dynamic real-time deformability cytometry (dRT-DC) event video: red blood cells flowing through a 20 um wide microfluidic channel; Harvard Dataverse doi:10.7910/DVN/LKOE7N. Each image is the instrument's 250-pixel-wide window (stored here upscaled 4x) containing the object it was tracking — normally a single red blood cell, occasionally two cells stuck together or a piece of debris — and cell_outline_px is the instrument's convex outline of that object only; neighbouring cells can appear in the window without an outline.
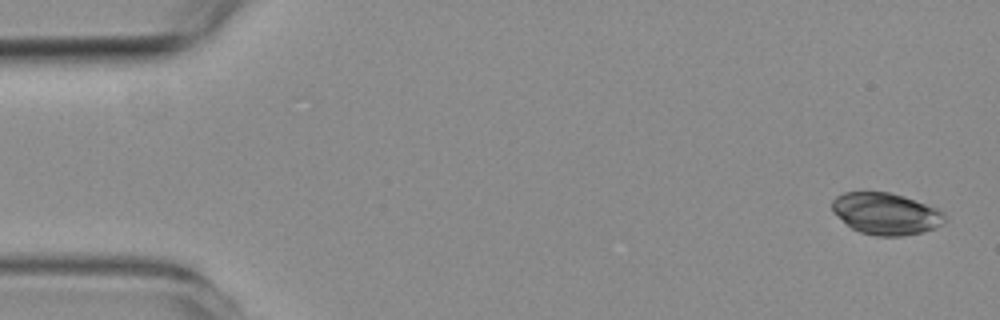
{"species": "common noctule bat (a hibernating species)", "species_latin": "Nyctalus noctula", "temperature_condition": "room temperature", "stored_images_in_passage": 29, "camera_frame_rate_fps": 3000, "um_per_image_px": 0.085, "animal": {"sex": "female", "body_mass_g": 19.3, "forearm_length_mm": 54.1}, "frame": {"image": 1, "passage_image": 1, "time_ms": 0.0, "image_size_px": [1000, 320], "cell_outline_px": [[944, 224], [936, 228], [904, 236], [876, 236], [860, 232], [852, 228], [832, 212], [832, 200], [836, 196], [844, 192], [892, 192], [904, 196], [936, 208], [944, 212]], "centroid_in_image_um": [75.29, 18.16], "position_along_channel_um": 9.7, "area_um2": 27.4}}
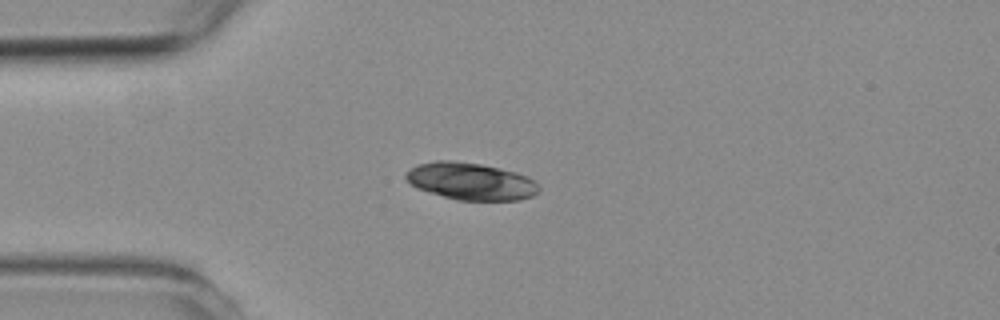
{"frame": {"image": 2, "passage_image": 13, "time_ms": 4.0, "image_size_px": [1000, 320], "cell_outline_px": [[540, 192], [532, 196], [520, 200], [456, 200], [428, 192], [416, 188], [404, 176], [416, 164], [436, 160], [452, 160], [480, 164], [500, 168], [516, 172], [528, 176], [540, 188]], "centroid_in_image_um": [40.03, 15.41], "position_along_channel_um": 45.0, "area_um2": 28.84}}